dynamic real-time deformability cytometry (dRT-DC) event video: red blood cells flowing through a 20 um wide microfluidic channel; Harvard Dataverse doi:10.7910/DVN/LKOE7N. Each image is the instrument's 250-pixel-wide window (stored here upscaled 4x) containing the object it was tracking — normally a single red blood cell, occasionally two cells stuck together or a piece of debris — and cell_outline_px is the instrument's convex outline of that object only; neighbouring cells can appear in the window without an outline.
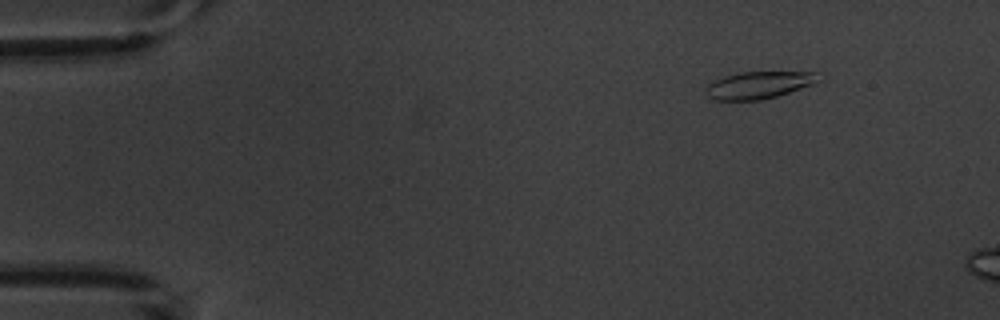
{"species": "common noctule bat (a hibernating species)", "species_latin": "Nyctalus noctula", "temperature_condition": "warm", "stored_images_in_passage": 4, "camera_frame_rate_fps": 3000, "um_per_image_px": 0.085, "animal": {"sex": "male", "body_mass_g": 20.1, "forearm_length_mm": 53.5}, "frame": {"image": 1, "passage_image": 2, "time_ms": 1.333, "image_size_px": [1000, 320], "cell_outline_px": [[824, 80], [776, 96], [760, 100], [712, 100], [708, 96], [708, 84], [724, 76], [740, 72], [816, 72]], "centroid_in_image_um": [64.54, 7.22], "position_along_channel_um": 20.5, "area_um2": 17.63}}